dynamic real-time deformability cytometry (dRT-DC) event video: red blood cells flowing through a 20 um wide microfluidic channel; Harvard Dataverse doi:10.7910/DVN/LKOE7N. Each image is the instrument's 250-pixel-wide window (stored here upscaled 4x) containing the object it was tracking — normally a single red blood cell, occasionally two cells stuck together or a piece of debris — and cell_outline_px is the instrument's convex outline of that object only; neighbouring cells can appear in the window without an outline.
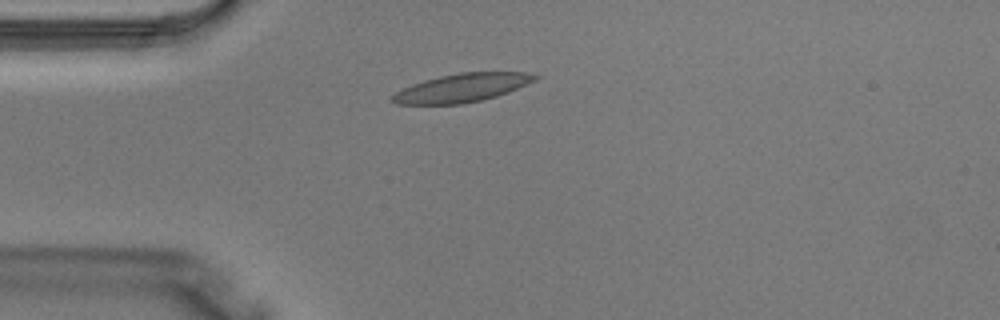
{"species": "Egyptian fruit bat (a non-hibernating species)", "species_latin": "Rousettus aegyptiacus", "temperature_condition": "warm", "stored_images_in_passage": 1, "camera_frame_rate_fps": 3000, "um_per_image_px": 0.085, "animal": {"sex": "male"}, "frame": {"image": 1, "passage_image": 1, "time_ms": 0.0, "image_size_px": [1000, 320], "cell_outline_px": [[540, 76], [536, 80], [508, 92], [496, 96], [464, 104], [396, 104], [388, 100], [396, 92], [412, 84], [424, 80], [440, 76], [460, 72], [524, 72]], "centroid_in_image_um": [39.25, 7.47], "position_along_channel_um": 45.8, "area_um2": 23.52}}